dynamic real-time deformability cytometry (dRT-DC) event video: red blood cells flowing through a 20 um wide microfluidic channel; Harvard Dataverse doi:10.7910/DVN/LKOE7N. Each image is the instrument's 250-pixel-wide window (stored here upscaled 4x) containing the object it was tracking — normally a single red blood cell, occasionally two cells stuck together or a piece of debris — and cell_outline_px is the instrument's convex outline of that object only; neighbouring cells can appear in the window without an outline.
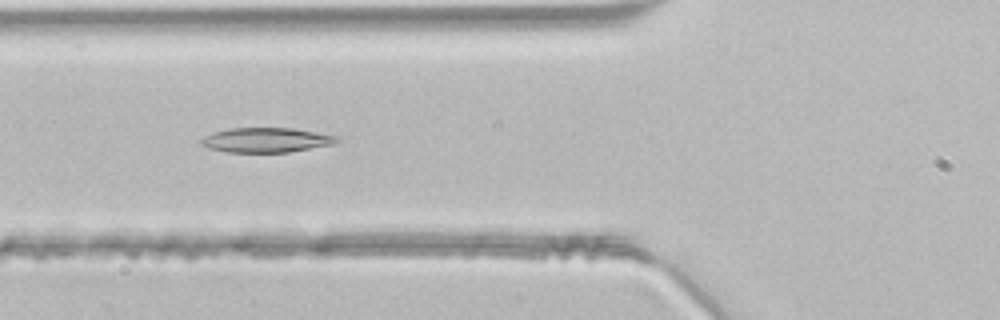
{"species": "common noctule bat (a hibernating species)", "species_latin": "Nyctalus noctula", "temperature_condition": "room temperature", "stored_images_in_passage": 39, "camera_frame_rate_fps": 3000, "um_per_image_px": 0.085, "animal": {"sex": "male", "body_mass_g": 21.5, "forearm_length_mm": 52.0}, "frame": {"image": 1, "passage_image": 9, "time_ms": 2.667, "image_size_px": [1000, 320], "cell_outline_px": [[340, 140], [332, 144], [288, 152], [224, 152], [208, 148], [200, 144], [200, 140], [204, 136], [228, 128], [292, 128], [340, 136]], "centroid_in_image_um": [22.61, 11.9], "position_along_channel_um": 103.2, "area_um2": 19.48}}
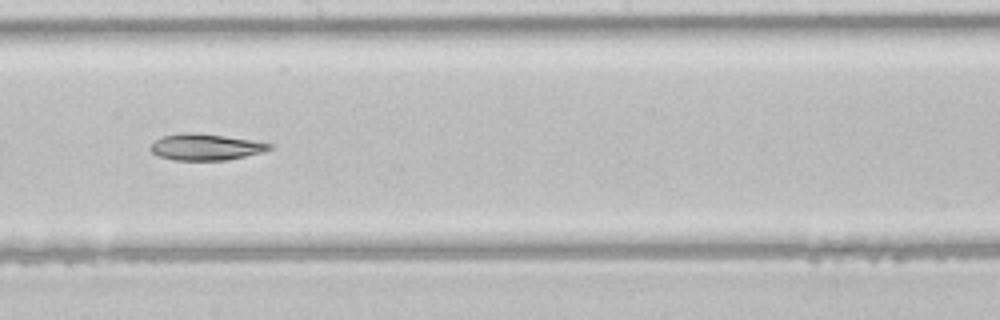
{"frame": {"image": 2, "passage_image": 18, "time_ms": 5.667, "image_size_px": [1000, 320], "cell_outline_px": [[272, 148], [260, 152], [244, 156], [224, 160], [172, 160], [160, 156], [152, 152], [148, 148], [152, 140], [164, 136], [188, 132], [192, 132], [224, 136], [252, 140], [272, 144]], "centroid_in_image_um": [17.41, 12.49], "position_along_channel_um": 230.8, "area_um2": 18.09}}
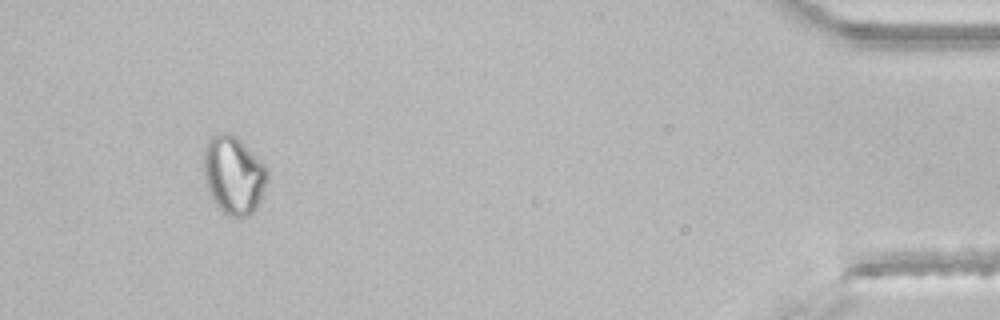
{"frame": {"image": 3, "passage_image": 36, "time_ms": 11.667, "image_size_px": [1000, 320], "cell_outline_px": [[268, 176], [260, 200], [256, 208], [248, 216], [240, 220], [228, 216], [216, 204], [208, 192], [204, 180], [204, 148], [208, 140], [216, 132], [228, 132], [240, 140], [264, 164], [268, 172]], "centroid_in_image_um": [19.84, 14.9], "position_along_channel_um": 415.4, "area_um2": 29.07}}